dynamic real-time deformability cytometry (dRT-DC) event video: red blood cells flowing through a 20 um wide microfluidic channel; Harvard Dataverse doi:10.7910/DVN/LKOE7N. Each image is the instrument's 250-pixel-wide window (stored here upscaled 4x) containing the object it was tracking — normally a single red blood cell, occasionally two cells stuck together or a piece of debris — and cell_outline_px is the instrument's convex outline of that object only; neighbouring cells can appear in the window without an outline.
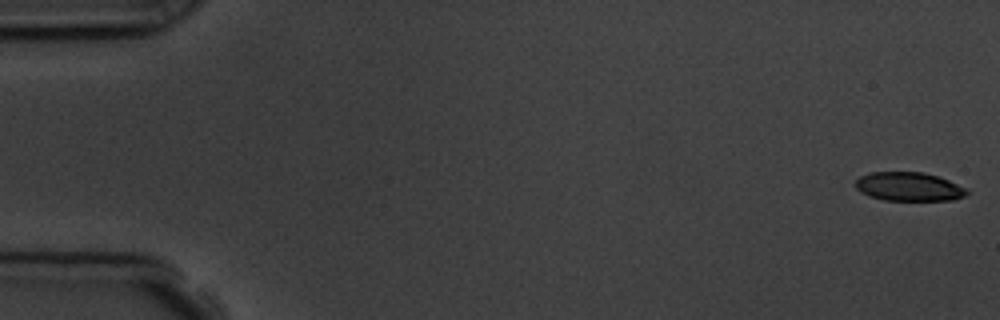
{"species": "common noctule bat (a hibernating species)", "species_latin": "Nyctalus noctula", "temperature_condition": "room temperature", "stored_images_in_passage": 2, "camera_frame_rate_fps": 3000, "um_per_image_px": 0.085, "animal": {"sex": "male", "body_mass_g": 19.5, "forearm_length_mm": 54.6}, "frame": {"image": 1, "passage_image": 1, "time_ms": 0.0, "image_size_px": [1000, 320], "cell_outline_px": [[972, 192], [964, 196], [952, 200], [884, 200], [868, 196], [860, 192], [852, 184], [860, 176], [872, 172], [924, 172], [948, 180], [968, 188]], "centroid_in_image_um": [77.25, 15.87], "position_along_channel_um": 7.7, "area_um2": 18.9}}